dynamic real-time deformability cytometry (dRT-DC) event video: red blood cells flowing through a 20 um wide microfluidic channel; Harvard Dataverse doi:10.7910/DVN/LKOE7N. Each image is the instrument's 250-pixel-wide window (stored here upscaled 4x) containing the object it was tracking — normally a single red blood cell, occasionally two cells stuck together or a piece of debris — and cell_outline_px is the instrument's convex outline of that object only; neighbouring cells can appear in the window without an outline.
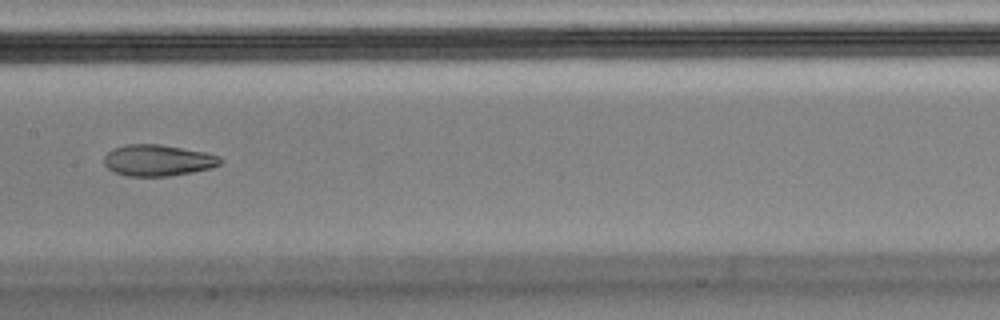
{"species": "Egyptian fruit bat (a non-hibernating species)", "species_latin": "Rousettus aegyptiacus", "temperature_condition": "cold", "stored_images_in_passage": 15, "camera_frame_rate_fps": 3000, "um_per_image_px": 0.085, "animal": {"sex": "male"}, "frame": {"image": 1, "passage_image": 8, "time_ms": 2.333, "image_size_px": [1000, 320], "cell_outline_px": [[224, 160], [220, 164], [212, 168], [192, 172], [168, 176], [128, 176], [112, 172], [104, 164], [104, 156], [112, 148], [128, 144], [160, 144], [204, 152], [220, 156]], "centroid_in_image_um": [13.41, 13.63], "position_along_channel_um": 194.0, "area_um2": 21.33}}